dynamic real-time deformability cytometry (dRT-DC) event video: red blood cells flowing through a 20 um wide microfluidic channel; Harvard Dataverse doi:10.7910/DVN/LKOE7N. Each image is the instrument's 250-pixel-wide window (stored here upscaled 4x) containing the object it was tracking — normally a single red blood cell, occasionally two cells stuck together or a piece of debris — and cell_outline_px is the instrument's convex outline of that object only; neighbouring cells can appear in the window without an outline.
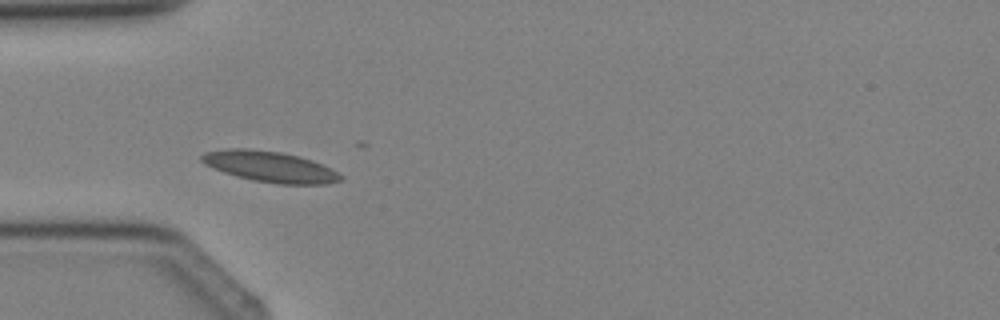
{"species": "Egyptian fruit bat (a non-hibernating species)", "species_latin": "Rousettus aegyptiacus", "temperature_condition": "cold", "stored_images_in_passage": 3, "camera_frame_rate_fps": 3000, "um_per_image_px": 0.085, "animal": {"sex": "female"}, "frame": {"image": 1, "passage_image": 3, "time_ms": 2.333, "image_size_px": [1000, 320], "cell_outline_px": [[344, 180], [328, 184], [276, 184], [252, 180], [236, 176], [212, 168], [204, 164], [200, 160], [200, 156], [204, 152], [224, 148], [248, 148], [280, 152], [300, 156], [312, 160], [332, 168], [344, 176]], "centroid_in_image_um": [22.96, 14.16], "position_along_channel_um": 62.0, "area_um2": 25.37}}